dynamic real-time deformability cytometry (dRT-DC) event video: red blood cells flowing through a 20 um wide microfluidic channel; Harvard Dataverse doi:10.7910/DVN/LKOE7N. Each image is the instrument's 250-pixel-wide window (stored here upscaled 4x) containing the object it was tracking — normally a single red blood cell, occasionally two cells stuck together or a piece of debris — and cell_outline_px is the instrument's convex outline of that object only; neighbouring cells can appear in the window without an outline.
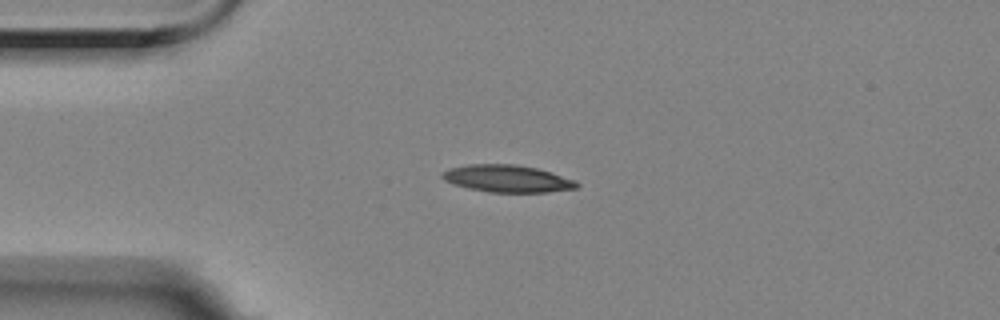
{"species": "Egyptian fruit bat (a non-hibernating species)", "species_latin": "Rousettus aegyptiacus", "temperature_condition": "room temperature", "stored_images_in_passage": 31, "camera_frame_rate_fps": 3000, "um_per_image_px": 0.085, "animal": {"sex": "female"}, "frame": {"image": 1, "passage_image": 1, "time_ms": 0.0, "image_size_px": [1000, 320], "cell_outline_px": [[580, 184], [576, 188], [548, 192], [488, 192], [468, 188], [452, 184], [444, 180], [440, 176], [448, 168], [468, 164], [512, 164], [536, 168], [576, 180]], "centroid_in_image_um": [43.09, 15.18], "position_along_channel_um": 41.9, "area_um2": 21.27}}
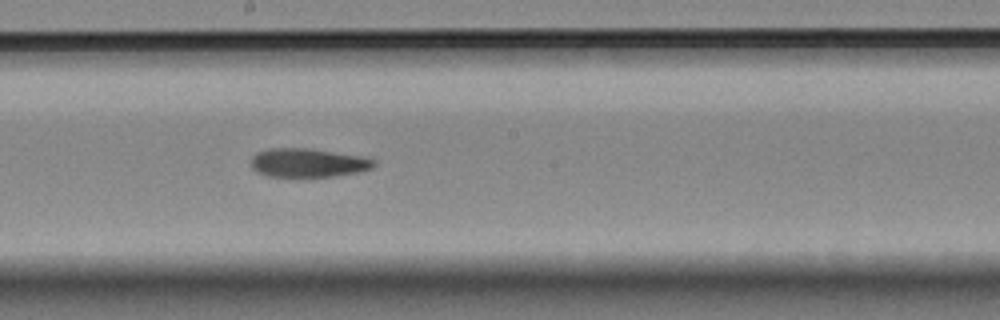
{"frame": {"image": 2, "passage_image": 18, "time_ms": 5.667, "image_size_px": [1000, 320], "cell_outline_px": [[376, 164], [372, 168], [360, 172], [336, 176], [268, 176], [256, 172], [248, 164], [252, 156], [256, 152], [268, 148], [308, 148], [364, 156], [376, 160]], "centroid_in_image_um": [26.17, 13.83], "position_along_channel_um": 222.0, "area_um2": 20.92}}
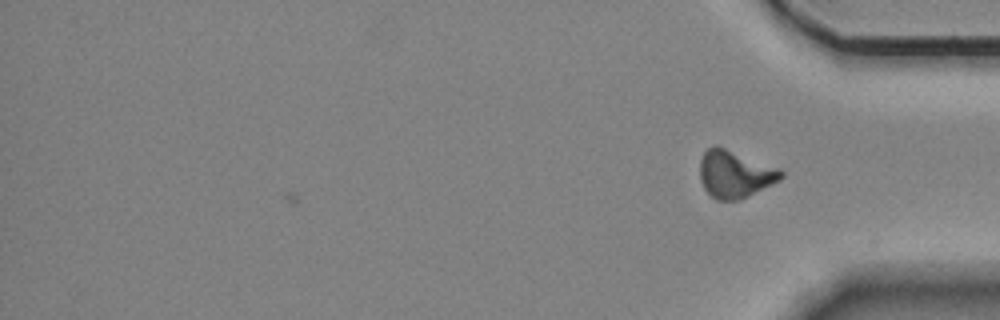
{"frame": {"image": 3, "passage_image": 31, "time_ms": 10.0, "image_size_px": [1000, 320], "cell_outline_px": [[784, 176], [780, 180], [748, 196], [736, 200], [716, 200], [704, 188], [700, 180], [700, 160], [704, 152], [708, 148], [716, 144], [780, 168], [784, 172]], "centroid_in_image_um": [62.47, 14.78], "position_along_channel_um": 372.7, "area_um2": 22.48}, "authors_computed_cell_mechanics": {"area_um2": 21.386, "velocity_mm_per_s": 3.5353, "shape_relaxation_time_tau1_ms": null, "shape_relaxation_time_tau2_ms": 7.2683, "deformation_change_tau1": null, "deformation_change_tau2": 0.1674}}